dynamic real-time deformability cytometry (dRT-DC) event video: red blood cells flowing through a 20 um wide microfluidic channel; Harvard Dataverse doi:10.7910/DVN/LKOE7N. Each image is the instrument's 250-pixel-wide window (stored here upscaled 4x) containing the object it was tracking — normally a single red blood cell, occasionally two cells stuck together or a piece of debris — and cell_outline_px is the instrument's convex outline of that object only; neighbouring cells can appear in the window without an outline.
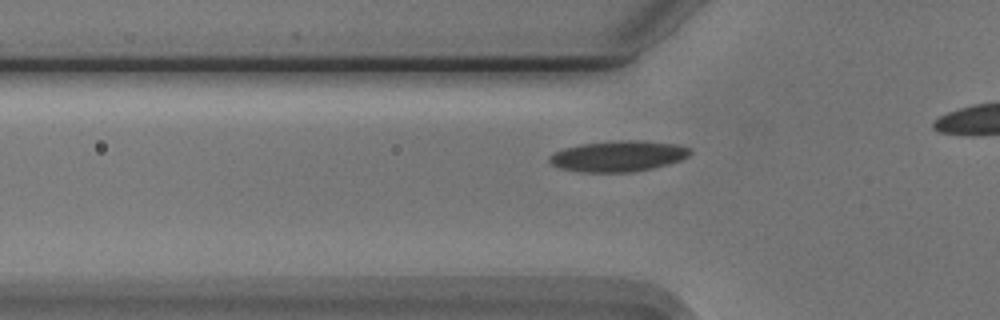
{"species": "Egyptian fruit bat (a non-hibernating species)", "species_latin": "Rousettus aegyptiacus", "temperature_condition": "cold", "stored_images_in_passage": 25, "camera_frame_rate_fps": 3000, "um_per_image_px": 0.085, "animal": {"sex": "male"}, "frame": {"image": 1, "passage_image": 9, "time_ms": 2.667, "image_size_px": [1000, 320], "cell_outline_px": [[692, 152], [688, 156], [680, 160], [652, 168], [632, 172], [580, 172], [560, 168], [552, 164], [548, 160], [548, 156], [564, 148], [580, 144], [620, 140], [640, 140], [680, 144], [692, 148]], "centroid_in_image_um": [52.57, 13.26], "position_along_channel_um": 73.2, "area_um2": 25.37}}
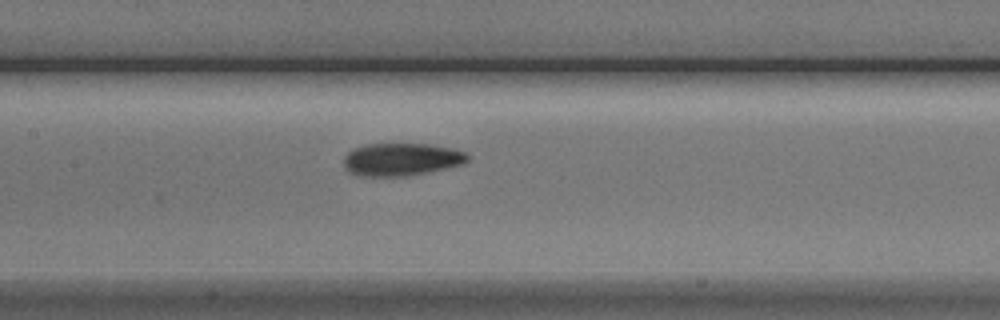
{"frame": {"image": 2, "passage_image": 17, "time_ms": 5.333, "image_size_px": [1000, 320], "cell_outline_px": [[468, 160], [464, 164], [428, 172], [408, 176], [356, 176], [348, 172], [344, 168], [344, 156], [352, 148], [368, 144], [428, 144], [452, 148], [464, 152], [468, 156]], "centroid_in_image_um": [34.08, 13.56], "position_along_channel_um": 173.3, "area_um2": 23.76}}
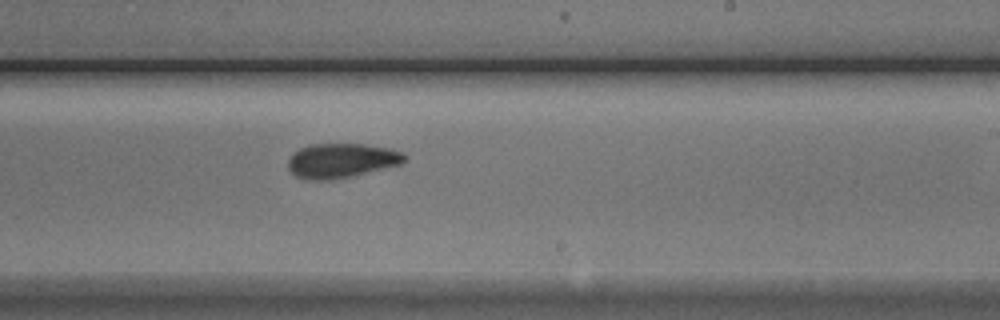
{"frame": {"image": 3, "passage_image": 24, "time_ms": 7.667, "image_size_px": [1000, 320], "cell_outline_px": [[408, 160], [400, 164], [352, 176], [328, 180], [308, 180], [296, 176], [288, 168], [288, 160], [292, 152], [308, 144], [364, 144], [392, 148], [404, 152], [408, 156]], "centroid_in_image_um": [29.04, 13.63], "position_along_channel_um": 260.0, "area_um2": 23.7}}